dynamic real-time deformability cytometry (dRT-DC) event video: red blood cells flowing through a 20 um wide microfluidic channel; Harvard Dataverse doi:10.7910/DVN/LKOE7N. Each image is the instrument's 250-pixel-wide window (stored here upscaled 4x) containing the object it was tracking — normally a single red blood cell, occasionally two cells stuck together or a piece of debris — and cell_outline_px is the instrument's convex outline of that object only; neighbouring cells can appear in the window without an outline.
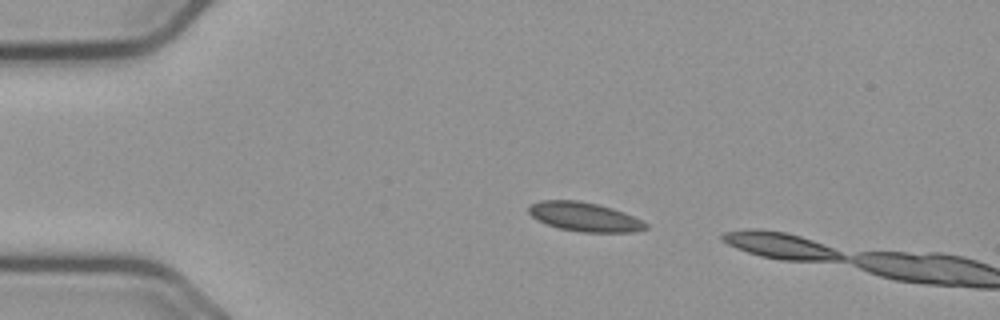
{"species": "common noctule bat (a hibernating species)", "species_latin": "Nyctalus noctula", "temperature_condition": "cold", "stored_images_in_passage": 9, "camera_frame_rate_fps": 3000, "um_per_image_px": 0.085, "animal": {"sex": "male", "body_mass_g": 23.1, "forearm_length_mm": 52.7}, "frame": {"image": 1, "passage_image": 7, "time_ms": 2.0, "image_size_px": [1000, 320], "cell_outline_px": [[648, 228], [632, 232], [580, 232], [556, 228], [532, 216], [528, 212], [528, 208], [532, 204], [540, 200], [576, 200], [596, 204], [612, 208], [624, 212], [648, 224]], "centroid_in_image_um": [49.68, 18.43], "position_along_channel_um": 35.3, "area_um2": 19.65}}